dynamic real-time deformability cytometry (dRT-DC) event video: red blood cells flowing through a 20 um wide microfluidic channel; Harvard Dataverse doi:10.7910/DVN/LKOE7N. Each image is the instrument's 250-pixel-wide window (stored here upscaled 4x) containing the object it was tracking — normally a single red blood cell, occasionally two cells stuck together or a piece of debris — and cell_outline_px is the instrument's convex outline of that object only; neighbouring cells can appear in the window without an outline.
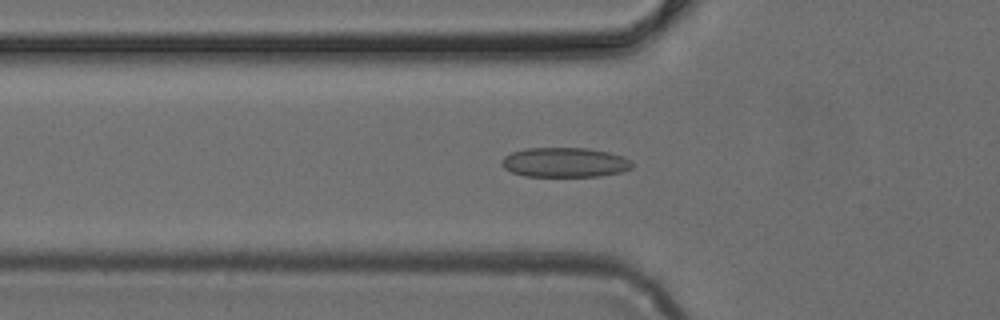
{"species": "common noctule bat (a hibernating species)", "species_latin": "Nyctalus noctula", "temperature_condition": "cold", "stored_images_in_passage": 34, "camera_frame_rate_fps": 3000, "um_per_image_px": 0.085, "animal": {"sex": "female", "body_mass_g": 24.6, "forearm_length_mm": 56.2}, "frame": {"image": 1, "passage_image": 6, "time_ms": 1.667, "image_size_px": [1000, 320], "cell_outline_px": [[632, 168], [624, 172], [600, 176], [524, 176], [512, 172], [504, 168], [500, 164], [500, 160], [504, 156], [512, 152], [524, 148], [588, 148], [608, 152], [624, 156], [632, 160]], "centroid_in_image_um": [48.01, 13.8], "position_along_channel_um": 77.8, "area_um2": 22.83}}
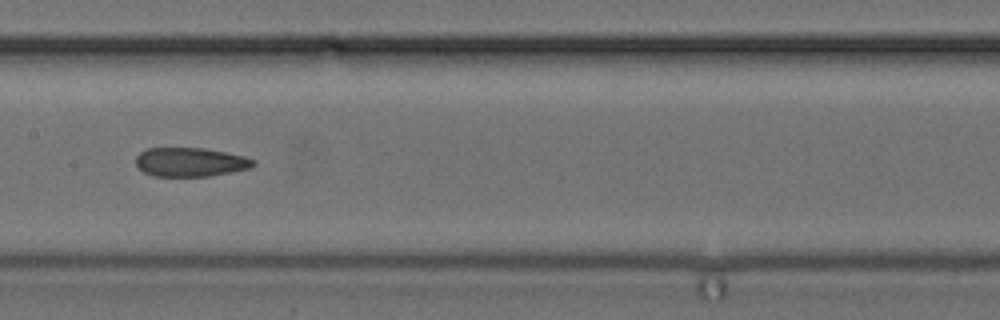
{"frame": {"image": 2, "passage_image": 14, "time_ms": 4.333, "image_size_px": [1000, 320], "cell_outline_px": [[256, 164], [248, 168], [232, 172], [208, 176], [152, 176], [144, 172], [136, 164], [136, 156], [140, 152], [148, 148], [204, 148], [244, 156], [256, 160]], "centroid_in_image_um": [16.18, 13.77], "position_along_channel_um": 191.2, "area_um2": 19.77}}
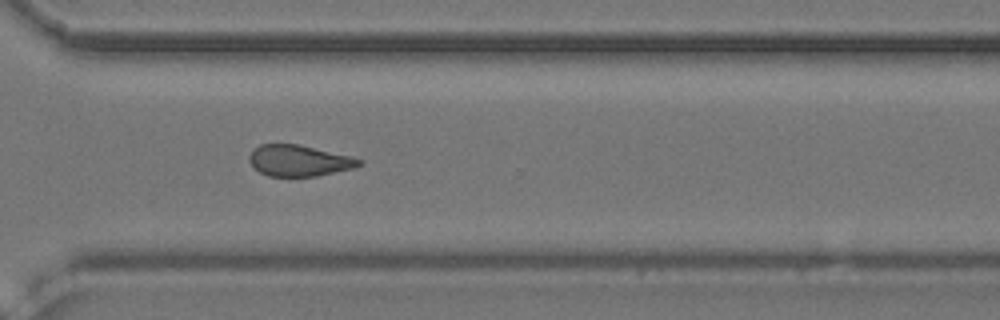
{"frame": {"image": 3, "passage_image": 25, "time_ms": 8.0, "image_size_px": [1000, 320], "cell_outline_px": [[364, 164], [356, 168], [316, 176], [268, 176], [260, 172], [248, 160], [248, 156], [260, 144], [296, 144], [352, 156], [364, 160]], "centroid_in_image_um": [25.48, 13.66], "position_along_channel_um": 345.1, "area_um2": 19.94}}